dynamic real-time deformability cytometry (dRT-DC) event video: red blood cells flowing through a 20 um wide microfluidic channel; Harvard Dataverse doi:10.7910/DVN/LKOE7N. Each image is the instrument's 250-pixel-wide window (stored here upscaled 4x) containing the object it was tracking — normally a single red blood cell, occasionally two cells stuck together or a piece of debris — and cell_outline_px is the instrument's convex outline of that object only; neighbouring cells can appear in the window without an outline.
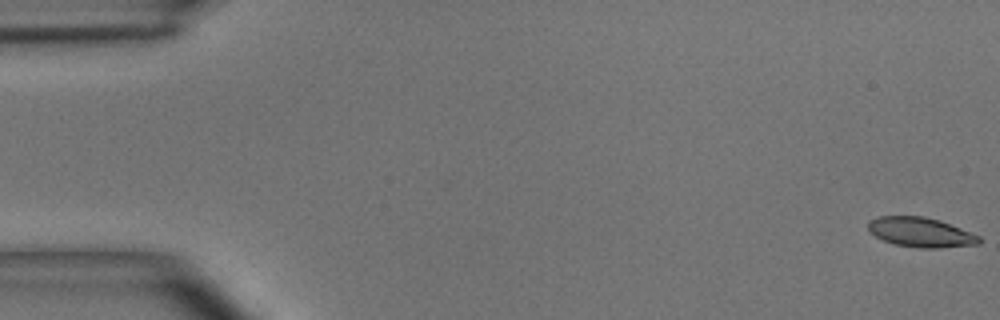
{"species": "common noctule bat (a hibernating species)", "species_latin": "Nyctalus noctula", "temperature_condition": "room temperature", "stored_images_in_passage": 49, "camera_frame_rate_fps": 3000, "um_per_image_px": 0.085, "animal": {"sex": "male", "body_mass_g": 15.6}, "frame": {"image": 1, "passage_image": 1, "time_ms": 0.0, "image_size_px": [1000, 320], "cell_outline_px": [[980, 244], [940, 248], [920, 248], [896, 244], [884, 240], [868, 232], [868, 220], [876, 216], [924, 216], [940, 220], [980, 236]], "centroid_in_image_um": [78.24, 19.73], "position_along_channel_um": 6.8, "area_um2": 19.25}}
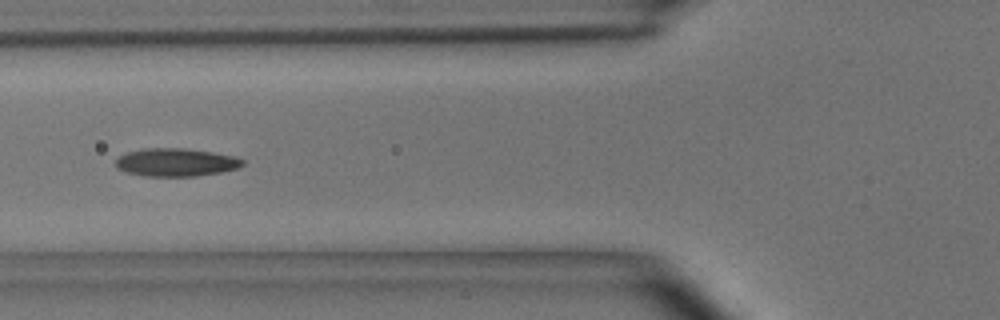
{"frame": {"image": 2, "passage_image": 19, "time_ms": 6.0, "image_size_px": [1000, 320], "cell_outline_px": [[244, 164], [240, 168], [220, 172], [196, 176], [144, 176], [128, 172], [116, 168], [116, 160], [124, 152], [144, 148], [184, 148], [212, 152], [236, 156], [244, 160]], "centroid_in_image_um": [14.97, 13.79], "position_along_channel_um": 110.8, "area_um2": 20.87}}
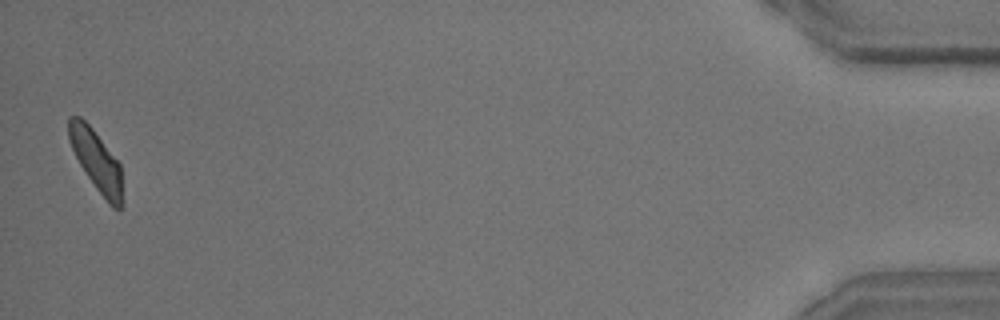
{"frame": {"image": 3, "passage_image": 49, "time_ms": 16.0, "image_size_px": [1000, 320], "cell_outline_px": [[124, 204], [120, 208], [112, 208], [108, 204], [96, 188], [80, 164], [68, 140], [68, 116], [80, 116], [92, 128], [120, 164]], "centroid_in_image_um": [8.2, 13.69], "position_along_channel_um": 427.0, "area_um2": 18.96}, "authors_computed_cell_mechanics": {"area_um2": 19.8254, "velocity_mm_per_s": 4.0588, "shape_relaxation_time_tau1_ms": 4.5, "shape_relaxation_time_tau2_ms": 3.3639, "deformation_change_tau1": 0.1526, "deformation_change_tau2": 0.1}}